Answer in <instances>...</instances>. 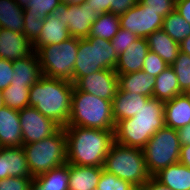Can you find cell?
I'll return each instance as SVG.
<instances>
[{
  "label": "cell",
  "mask_w": 190,
  "mask_h": 190,
  "mask_svg": "<svg viewBox=\"0 0 190 190\" xmlns=\"http://www.w3.org/2000/svg\"><path fill=\"white\" fill-rule=\"evenodd\" d=\"M67 139V163L103 167L105 158L115 142V130L64 127Z\"/></svg>",
  "instance_id": "6da1fadb"
},
{
  "label": "cell",
  "mask_w": 190,
  "mask_h": 190,
  "mask_svg": "<svg viewBox=\"0 0 190 190\" xmlns=\"http://www.w3.org/2000/svg\"><path fill=\"white\" fill-rule=\"evenodd\" d=\"M73 89L72 82L43 75L30 87L29 106L64 128L71 115Z\"/></svg>",
  "instance_id": "7a4b0ae2"
},
{
  "label": "cell",
  "mask_w": 190,
  "mask_h": 190,
  "mask_svg": "<svg viewBox=\"0 0 190 190\" xmlns=\"http://www.w3.org/2000/svg\"><path fill=\"white\" fill-rule=\"evenodd\" d=\"M164 112V102L150 98L135 116L120 120L116 124L115 142L123 146L143 149L149 139L165 126Z\"/></svg>",
  "instance_id": "3957f363"
},
{
  "label": "cell",
  "mask_w": 190,
  "mask_h": 190,
  "mask_svg": "<svg viewBox=\"0 0 190 190\" xmlns=\"http://www.w3.org/2000/svg\"><path fill=\"white\" fill-rule=\"evenodd\" d=\"M112 100L96 97L75 87L72 95L71 115L67 126L115 130Z\"/></svg>",
  "instance_id": "277c9868"
},
{
  "label": "cell",
  "mask_w": 190,
  "mask_h": 190,
  "mask_svg": "<svg viewBox=\"0 0 190 190\" xmlns=\"http://www.w3.org/2000/svg\"><path fill=\"white\" fill-rule=\"evenodd\" d=\"M22 148L33 178L67 163V139L63 127L53 135Z\"/></svg>",
  "instance_id": "5b68a950"
},
{
  "label": "cell",
  "mask_w": 190,
  "mask_h": 190,
  "mask_svg": "<svg viewBox=\"0 0 190 190\" xmlns=\"http://www.w3.org/2000/svg\"><path fill=\"white\" fill-rule=\"evenodd\" d=\"M103 169L117 178L141 188L150 178L143 150L114 142L105 158Z\"/></svg>",
  "instance_id": "8992f818"
},
{
  "label": "cell",
  "mask_w": 190,
  "mask_h": 190,
  "mask_svg": "<svg viewBox=\"0 0 190 190\" xmlns=\"http://www.w3.org/2000/svg\"><path fill=\"white\" fill-rule=\"evenodd\" d=\"M118 55L111 41L98 37L78 38L74 64V83L81 77L103 69H115Z\"/></svg>",
  "instance_id": "52a82bcc"
},
{
  "label": "cell",
  "mask_w": 190,
  "mask_h": 190,
  "mask_svg": "<svg viewBox=\"0 0 190 190\" xmlns=\"http://www.w3.org/2000/svg\"><path fill=\"white\" fill-rule=\"evenodd\" d=\"M77 53V37H70L60 44L47 45L36 51L44 76L66 80L73 84Z\"/></svg>",
  "instance_id": "ba28073f"
},
{
  "label": "cell",
  "mask_w": 190,
  "mask_h": 190,
  "mask_svg": "<svg viewBox=\"0 0 190 190\" xmlns=\"http://www.w3.org/2000/svg\"><path fill=\"white\" fill-rule=\"evenodd\" d=\"M142 150L147 170L153 177L160 170L179 162L181 144L177 130L167 126L160 128Z\"/></svg>",
  "instance_id": "9c48e42d"
},
{
  "label": "cell",
  "mask_w": 190,
  "mask_h": 190,
  "mask_svg": "<svg viewBox=\"0 0 190 190\" xmlns=\"http://www.w3.org/2000/svg\"><path fill=\"white\" fill-rule=\"evenodd\" d=\"M68 27L71 37L86 38L99 14L87 2L80 5H66L61 2L50 14Z\"/></svg>",
  "instance_id": "30bf717a"
},
{
  "label": "cell",
  "mask_w": 190,
  "mask_h": 190,
  "mask_svg": "<svg viewBox=\"0 0 190 190\" xmlns=\"http://www.w3.org/2000/svg\"><path fill=\"white\" fill-rule=\"evenodd\" d=\"M120 28L129 30L139 38H147L162 29L163 17L138 2L136 6L119 15Z\"/></svg>",
  "instance_id": "8fae6325"
},
{
  "label": "cell",
  "mask_w": 190,
  "mask_h": 190,
  "mask_svg": "<svg viewBox=\"0 0 190 190\" xmlns=\"http://www.w3.org/2000/svg\"><path fill=\"white\" fill-rule=\"evenodd\" d=\"M23 145L38 142L53 135L60 126L42 115L35 107L27 106L18 111Z\"/></svg>",
  "instance_id": "7c38bea8"
},
{
  "label": "cell",
  "mask_w": 190,
  "mask_h": 190,
  "mask_svg": "<svg viewBox=\"0 0 190 190\" xmlns=\"http://www.w3.org/2000/svg\"><path fill=\"white\" fill-rule=\"evenodd\" d=\"M74 87L96 97L112 100L119 88L118 74L114 69H103L81 77L74 83Z\"/></svg>",
  "instance_id": "4fadbf2b"
},
{
  "label": "cell",
  "mask_w": 190,
  "mask_h": 190,
  "mask_svg": "<svg viewBox=\"0 0 190 190\" xmlns=\"http://www.w3.org/2000/svg\"><path fill=\"white\" fill-rule=\"evenodd\" d=\"M32 52V42L24 34L0 29V58L14 61Z\"/></svg>",
  "instance_id": "5bb4252c"
},
{
  "label": "cell",
  "mask_w": 190,
  "mask_h": 190,
  "mask_svg": "<svg viewBox=\"0 0 190 190\" xmlns=\"http://www.w3.org/2000/svg\"><path fill=\"white\" fill-rule=\"evenodd\" d=\"M22 131L17 110L0 108V148L22 147Z\"/></svg>",
  "instance_id": "9a60e30c"
},
{
  "label": "cell",
  "mask_w": 190,
  "mask_h": 190,
  "mask_svg": "<svg viewBox=\"0 0 190 190\" xmlns=\"http://www.w3.org/2000/svg\"><path fill=\"white\" fill-rule=\"evenodd\" d=\"M149 51L146 38L135 40L121 55L115 67L117 74H129L143 69V62Z\"/></svg>",
  "instance_id": "2e32d148"
},
{
  "label": "cell",
  "mask_w": 190,
  "mask_h": 190,
  "mask_svg": "<svg viewBox=\"0 0 190 190\" xmlns=\"http://www.w3.org/2000/svg\"><path fill=\"white\" fill-rule=\"evenodd\" d=\"M150 97L144 95L117 91L111 101L114 121L117 124L120 120L129 119L135 116L142 105H145Z\"/></svg>",
  "instance_id": "e0dca14e"
},
{
  "label": "cell",
  "mask_w": 190,
  "mask_h": 190,
  "mask_svg": "<svg viewBox=\"0 0 190 190\" xmlns=\"http://www.w3.org/2000/svg\"><path fill=\"white\" fill-rule=\"evenodd\" d=\"M13 79L11 84L32 86L43 76L36 52L13 61Z\"/></svg>",
  "instance_id": "ac0fdd59"
},
{
  "label": "cell",
  "mask_w": 190,
  "mask_h": 190,
  "mask_svg": "<svg viewBox=\"0 0 190 190\" xmlns=\"http://www.w3.org/2000/svg\"><path fill=\"white\" fill-rule=\"evenodd\" d=\"M102 171L103 167L81 166L68 163V189H96Z\"/></svg>",
  "instance_id": "d6986e66"
},
{
  "label": "cell",
  "mask_w": 190,
  "mask_h": 190,
  "mask_svg": "<svg viewBox=\"0 0 190 190\" xmlns=\"http://www.w3.org/2000/svg\"><path fill=\"white\" fill-rule=\"evenodd\" d=\"M164 104L165 126L178 130L190 123V100L185 93L175 96Z\"/></svg>",
  "instance_id": "ffe728a7"
},
{
  "label": "cell",
  "mask_w": 190,
  "mask_h": 190,
  "mask_svg": "<svg viewBox=\"0 0 190 190\" xmlns=\"http://www.w3.org/2000/svg\"><path fill=\"white\" fill-rule=\"evenodd\" d=\"M70 37L67 25L52 15H48L44 19L39 37L32 43L33 51L36 52L47 45L60 44Z\"/></svg>",
  "instance_id": "44dd1931"
},
{
  "label": "cell",
  "mask_w": 190,
  "mask_h": 190,
  "mask_svg": "<svg viewBox=\"0 0 190 190\" xmlns=\"http://www.w3.org/2000/svg\"><path fill=\"white\" fill-rule=\"evenodd\" d=\"M154 85L155 77L143 70L129 74H118L119 91L138 93L153 98Z\"/></svg>",
  "instance_id": "7402d4cb"
},
{
  "label": "cell",
  "mask_w": 190,
  "mask_h": 190,
  "mask_svg": "<svg viewBox=\"0 0 190 190\" xmlns=\"http://www.w3.org/2000/svg\"><path fill=\"white\" fill-rule=\"evenodd\" d=\"M159 183L172 190L190 189V168L180 162L169 165L153 176Z\"/></svg>",
  "instance_id": "603a6c76"
},
{
  "label": "cell",
  "mask_w": 190,
  "mask_h": 190,
  "mask_svg": "<svg viewBox=\"0 0 190 190\" xmlns=\"http://www.w3.org/2000/svg\"><path fill=\"white\" fill-rule=\"evenodd\" d=\"M146 39L149 50L158 54L169 66H171L180 52V43L171 39L162 29L151 33Z\"/></svg>",
  "instance_id": "cb8c5ba5"
},
{
  "label": "cell",
  "mask_w": 190,
  "mask_h": 190,
  "mask_svg": "<svg viewBox=\"0 0 190 190\" xmlns=\"http://www.w3.org/2000/svg\"><path fill=\"white\" fill-rule=\"evenodd\" d=\"M180 94L183 93L179 88L177 76L171 66L155 77L153 98L166 102Z\"/></svg>",
  "instance_id": "d4e9b609"
},
{
  "label": "cell",
  "mask_w": 190,
  "mask_h": 190,
  "mask_svg": "<svg viewBox=\"0 0 190 190\" xmlns=\"http://www.w3.org/2000/svg\"><path fill=\"white\" fill-rule=\"evenodd\" d=\"M24 8L15 0H0V29H9L23 34Z\"/></svg>",
  "instance_id": "484cf974"
},
{
  "label": "cell",
  "mask_w": 190,
  "mask_h": 190,
  "mask_svg": "<svg viewBox=\"0 0 190 190\" xmlns=\"http://www.w3.org/2000/svg\"><path fill=\"white\" fill-rule=\"evenodd\" d=\"M33 178L22 147H5V178Z\"/></svg>",
  "instance_id": "4316f807"
},
{
  "label": "cell",
  "mask_w": 190,
  "mask_h": 190,
  "mask_svg": "<svg viewBox=\"0 0 190 190\" xmlns=\"http://www.w3.org/2000/svg\"><path fill=\"white\" fill-rule=\"evenodd\" d=\"M33 181L42 190H69L68 163L36 176Z\"/></svg>",
  "instance_id": "83f0119b"
},
{
  "label": "cell",
  "mask_w": 190,
  "mask_h": 190,
  "mask_svg": "<svg viewBox=\"0 0 190 190\" xmlns=\"http://www.w3.org/2000/svg\"><path fill=\"white\" fill-rule=\"evenodd\" d=\"M120 28L119 15L114 13L99 14L98 18L91 26L88 37H98L101 39L112 40Z\"/></svg>",
  "instance_id": "f1b7e54d"
},
{
  "label": "cell",
  "mask_w": 190,
  "mask_h": 190,
  "mask_svg": "<svg viewBox=\"0 0 190 190\" xmlns=\"http://www.w3.org/2000/svg\"><path fill=\"white\" fill-rule=\"evenodd\" d=\"M162 30L178 43L190 36V24L175 9L163 18Z\"/></svg>",
  "instance_id": "f546056e"
},
{
  "label": "cell",
  "mask_w": 190,
  "mask_h": 190,
  "mask_svg": "<svg viewBox=\"0 0 190 190\" xmlns=\"http://www.w3.org/2000/svg\"><path fill=\"white\" fill-rule=\"evenodd\" d=\"M30 87L31 86L10 84L2 91L5 106L17 111L29 106Z\"/></svg>",
  "instance_id": "4dcf8cb0"
},
{
  "label": "cell",
  "mask_w": 190,
  "mask_h": 190,
  "mask_svg": "<svg viewBox=\"0 0 190 190\" xmlns=\"http://www.w3.org/2000/svg\"><path fill=\"white\" fill-rule=\"evenodd\" d=\"M171 67L175 71L181 92L190 91V55L180 51Z\"/></svg>",
  "instance_id": "1f68e13d"
},
{
  "label": "cell",
  "mask_w": 190,
  "mask_h": 190,
  "mask_svg": "<svg viewBox=\"0 0 190 190\" xmlns=\"http://www.w3.org/2000/svg\"><path fill=\"white\" fill-rule=\"evenodd\" d=\"M61 2L62 0H29L23 15H35L39 16V20H44Z\"/></svg>",
  "instance_id": "d6a6232c"
},
{
  "label": "cell",
  "mask_w": 190,
  "mask_h": 190,
  "mask_svg": "<svg viewBox=\"0 0 190 190\" xmlns=\"http://www.w3.org/2000/svg\"><path fill=\"white\" fill-rule=\"evenodd\" d=\"M98 190H135L136 187L133 186L128 181L117 178L113 173L107 172L103 169L99 182L97 184Z\"/></svg>",
  "instance_id": "836d02e7"
},
{
  "label": "cell",
  "mask_w": 190,
  "mask_h": 190,
  "mask_svg": "<svg viewBox=\"0 0 190 190\" xmlns=\"http://www.w3.org/2000/svg\"><path fill=\"white\" fill-rule=\"evenodd\" d=\"M169 65L155 52L148 51L146 58L143 62V71L157 77L163 72Z\"/></svg>",
  "instance_id": "e575fe53"
},
{
  "label": "cell",
  "mask_w": 190,
  "mask_h": 190,
  "mask_svg": "<svg viewBox=\"0 0 190 190\" xmlns=\"http://www.w3.org/2000/svg\"><path fill=\"white\" fill-rule=\"evenodd\" d=\"M139 37L129 30L119 28L117 34L112 38L111 44L117 55H121Z\"/></svg>",
  "instance_id": "d590c367"
},
{
  "label": "cell",
  "mask_w": 190,
  "mask_h": 190,
  "mask_svg": "<svg viewBox=\"0 0 190 190\" xmlns=\"http://www.w3.org/2000/svg\"><path fill=\"white\" fill-rule=\"evenodd\" d=\"M24 29L23 34L33 43L40 35L44 20H39V16L23 15Z\"/></svg>",
  "instance_id": "8d00e7d4"
},
{
  "label": "cell",
  "mask_w": 190,
  "mask_h": 190,
  "mask_svg": "<svg viewBox=\"0 0 190 190\" xmlns=\"http://www.w3.org/2000/svg\"><path fill=\"white\" fill-rule=\"evenodd\" d=\"M176 0H139V3L147 6L148 9L156 11L160 16L165 18L175 9Z\"/></svg>",
  "instance_id": "74e56055"
},
{
  "label": "cell",
  "mask_w": 190,
  "mask_h": 190,
  "mask_svg": "<svg viewBox=\"0 0 190 190\" xmlns=\"http://www.w3.org/2000/svg\"><path fill=\"white\" fill-rule=\"evenodd\" d=\"M33 178L8 177L0 180V190H30Z\"/></svg>",
  "instance_id": "f35d334b"
},
{
  "label": "cell",
  "mask_w": 190,
  "mask_h": 190,
  "mask_svg": "<svg viewBox=\"0 0 190 190\" xmlns=\"http://www.w3.org/2000/svg\"><path fill=\"white\" fill-rule=\"evenodd\" d=\"M13 61L0 58V91L6 89L13 79Z\"/></svg>",
  "instance_id": "ab89813d"
},
{
  "label": "cell",
  "mask_w": 190,
  "mask_h": 190,
  "mask_svg": "<svg viewBox=\"0 0 190 190\" xmlns=\"http://www.w3.org/2000/svg\"><path fill=\"white\" fill-rule=\"evenodd\" d=\"M139 0H107V13L124 14L138 4Z\"/></svg>",
  "instance_id": "60d3db41"
},
{
  "label": "cell",
  "mask_w": 190,
  "mask_h": 190,
  "mask_svg": "<svg viewBox=\"0 0 190 190\" xmlns=\"http://www.w3.org/2000/svg\"><path fill=\"white\" fill-rule=\"evenodd\" d=\"M175 10L190 24V0H176Z\"/></svg>",
  "instance_id": "b9f144b4"
},
{
  "label": "cell",
  "mask_w": 190,
  "mask_h": 190,
  "mask_svg": "<svg viewBox=\"0 0 190 190\" xmlns=\"http://www.w3.org/2000/svg\"><path fill=\"white\" fill-rule=\"evenodd\" d=\"M181 146L190 144V123L177 130Z\"/></svg>",
  "instance_id": "7bdbcfd3"
},
{
  "label": "cell",
  "mask_w": 190,
  "mask_h": 190,
  "mask_svg": "<svg viewBox=\"0 0 190 190\" xmlns=\"http://www.w3.org/2000/svg\"><path fill=\"white\" fill-rule=\"evenodd\" d=\"M141 188L143 190H172L171 188L159 183L154 177H151Z\"/></svg>",
  "instance_id": "ee69618b"
},
{
  "label": "cell",
  "mask_w": 190,
  "mask_h": 190,
  "mask_svg": "<svg viewBox=\"0 0 190 190\" xmlns=\"http://www.w3.org/2000/svg\"><path fill=\"white\" fill-rule=\"evenodd\" d=\"M86 2L98 14L107 13V0H87Z\"/></svg>",
  "instance_id": "f6af8a7d"
},
{
  "label": "cell",
  "mask_w": 190,
  "mask_h": 190,
  "mask_svg": "<svg viewBox=\"0 0 190 190\" xmlns=\"http://www.w3.org/2000/svg\"><path fill=\"white\" fill-rule=\"evenodd\" d=\"M179 162L190 168V144L181 146Z\"/></svg>",
  "instance_id": "bcb514c9"
},
{
  "label": "cell",
  "mask_w": 190,
  "mask_h": 190,
  "mask_svg": "<svg viewBox=\"0 0 190 190\" xmlns=\"http://www.w3.org/2000/svg\"><path fill=\"white\" fill-rule=\"evenodd\" d=\"M5 178V147L0 148V180Z\"/></svg>",
  "instance_id": "7dc6e473"
},
{
  "label": "cell",
  "mask_w": 190,
  "mask_h": 190,
  "mask_svg": "<svg viewBox=\"0 0 190 190\" xmlns=\"http://www.w3.org/2000/svg\"><path fill=\"white\" fill-rule=\"evenodd\" d=\"M180 51L182 53L190 55V36L185 38L181 43H180Z\"/></svg>",
  "instance_id": "c3c4849f"
},
{
  "label": "cell",
  "mask_w": 190,
  "mask_h": 190,
  "mask_svg": "<svg viewBox=\"0 0 190 190\" xmlns=\"http://www.w3.org/2000/svg\"><path fill=\"white\" fill-rule=\"evenodd\" d=\"M87 0H62L66 5H80Z\"/></svg>",
  "instance_id": "681fc988"
},
{
  "label": "cell",
  "mask_w": 190,
  "mask_h": 190,
  "mask_svg": "<svg viewBox=\"0 0 190 190\" xmlns=\"http://www.w3.org/2000/svg\"><path fill=\"white\" fill-rule=\"evenodd\" d=\"M15 1H16V3H17L20 7L25 8L29 0H15Z\"/></svg>",
  "instance_id": "f907efd6"
},
{
  "label": "cell",
  "mask_w": 190,
  "mask_h": 190,
  "mask_svg": "<svg viewBox=\"0 0 190 190\" xmlns=\"http://www.w3.org/2000/svg\"><path fill=\"white\" fill-rule=\"evenodd\" d=\"M30 190H42L34 181L30 185Z\"/></svg>",
  "instance_id": "816d5d0a"
},
{
  "label": "cell",
  "mask_w": 190,
  "mask_h": 190,
  "mask_svg": "<svg viewBox=\"0 0 190 190\" xmlns=\"http://www.w3.org/2000/svg\"><path fill=\"white\" fill-rule=\"evenodd\" d=\"M3 106H5V101H4L2 92L0 91V108L3 107Z\"/></svg>",
  "instance_id": "f5cc1de1"
},
{
  "label": "cell",
  "mask_w": 190,
  "mask_h": 190,
  "mask_svg": "<svg viewBox=\"0 0 190 190\" xmlns=\"http://www.w3.org/2000/svg\"><path fill=\"white\" fill-rule=\"evenodd\" d=\"M185 94L188 96V98L190 100V91L186 92Z\"/></svg>",
  "instance_id": "db71d44e"
}]
</instances>
